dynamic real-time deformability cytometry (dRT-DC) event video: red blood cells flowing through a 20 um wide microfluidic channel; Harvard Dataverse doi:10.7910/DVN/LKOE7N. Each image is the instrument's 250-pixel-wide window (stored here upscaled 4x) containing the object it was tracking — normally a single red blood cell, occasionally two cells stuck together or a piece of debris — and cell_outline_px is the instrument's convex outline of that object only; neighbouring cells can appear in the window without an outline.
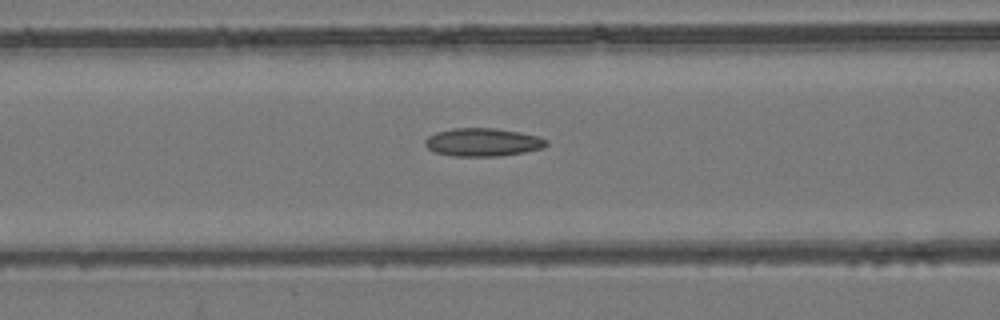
{"species": "common noctule bat (a hibernating species)", "species_latin": "Nyctalus noctula", "temperature_condition": "room temperature", "stored_images_in_passage": 54, "camera_frame_rate_fps": 3000, "um_per_image_px": 0.085, "animal": {"sex": "female", "body_mass_g": 24.6, "forearm_length_mm": 56.2}, "frame": {"image": 1, "passage_image": 23, "time_ms": 7.333, "image_size_px": [1000, 320], "cell_outline_px": [[548, 144], [540, 148], [524, 152], [500, 156], [452, 156], [436, 152], [428, 148], [424, 144], [424, 140], [428, 136], [436, 132], [452, 128], [496, 128], [520, 132], [536, 136], [548, 140]], "centroid_in_image_um": [41.01, 12.08], "position_along_channel_um": 125.6, "area_um2": 19.83}}
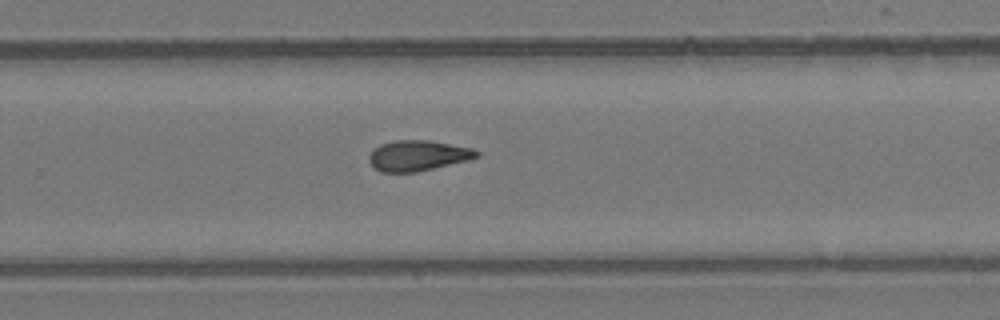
{"frame": {"image": 2, "passage_image": 36, "time_ms": 11.667, "image_size_px": [1000, 320], "cell_outline_px": [[480, 156], [468, 160], [416, 172], [380, 172], [368, 160], [368, 156], [380, 144], [396, 140], [428, 140], [472, 148], [480, 152]], "centroid_in_image_um": [35.53, 13.22], "position_along_channel_um": 294.3, "area_um2": 18.96}}
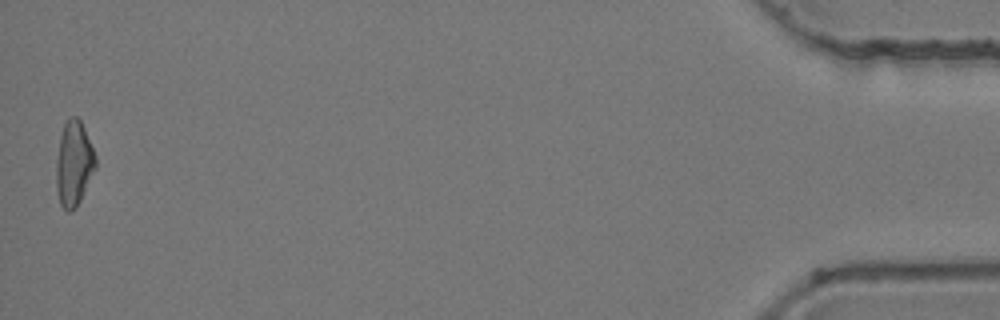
{"frame": {"image": 3, "passage_image": 54, "time_ms": 17.667, "image_size_px": [1000, 320], "cell_outline_px": [[96, 168], [76, 208], [68, 212], [60, 204], [56, 184], [56, 160], [60, 136], [64, 124], [68, 116], [76, 116], [80, 120], [84, 128], [96, 156]], "centroid_in_image_um": [6.27, 13.89], "position_along_channel_um": 428.9, "area_um2": 19.42}, "authors_computed_cell_mechanics": {"area_um2": 19.2474, "velocity_mm_per_s": 3.8991, "shape_relaxation_time_tau1_ms": null, "shape_relaxation_time_tau2_ms": 3.7524, "deformation_change_tau1": null, "deformation_change_tau2": 0.11}}